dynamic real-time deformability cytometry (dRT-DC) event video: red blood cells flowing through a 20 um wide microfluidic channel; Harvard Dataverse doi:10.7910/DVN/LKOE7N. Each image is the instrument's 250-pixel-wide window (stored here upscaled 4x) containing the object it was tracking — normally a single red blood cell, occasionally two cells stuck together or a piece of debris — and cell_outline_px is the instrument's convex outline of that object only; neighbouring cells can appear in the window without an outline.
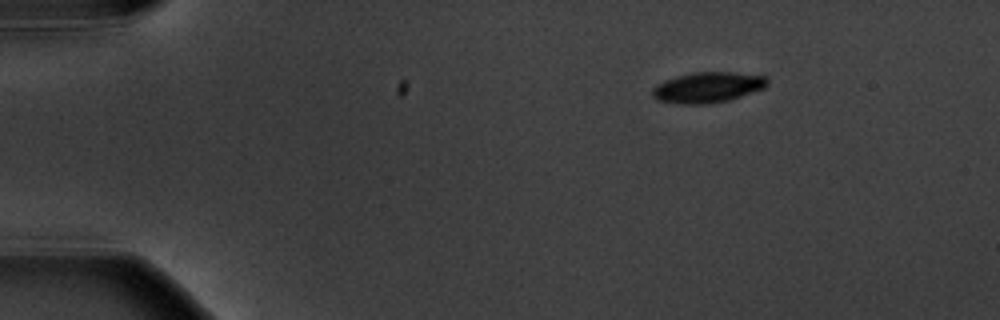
{"species": "common noctule bat (a hibernating species)", "species_latin": "Nyctalus noctula", "temperature_condition": "warm", "stored_images_in_passage": 10, "camera_frame_rate_fps": 3000, "um_per_image_px": 0.085, "animal": {"sex": "male", "body_mass_g": 20.1, "forearm_length_mm": 53.5}, "frame": {"image": 1, "passage_image": 1, "time_ms": 0.0, "image_size_px": [1000, 320], "cell_outline_px": [[768, 84], [764, 88], [728, 100], [708, 104], [680, 104], [656, 100], [652, 96], [652, 88], [656, 84], [664, 80], [676, 76], [692, 72], [732, 72], [764, 76], [768, 80]], "centroid_in_image_um": [60.1, 7.43], "position_along_channel_um": 24.9, "area_um2": 20.52}}
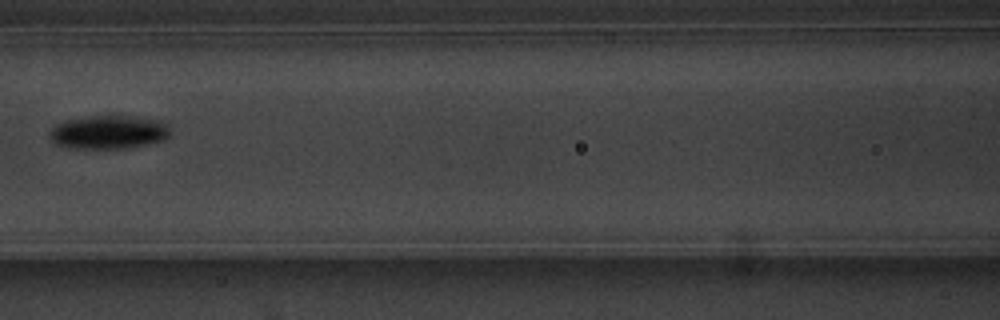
{"frame": {"image": 2, "passage_image": 6, "time_ms": 6.0, "image_size_px": [1000, 320], "cell_outline_px": [[168, 136], [164, 140], [148, 144], [128, 148], [68, 148], [56, 144], [48, 136], [52, 128], [56, 124], [64, 120], [92, 116], [132, 116], [160, 120], [168, 124]], "centroid_in_image_um": [9.22, 11.23], "position_along_channel_um": 157.4, "area_um2": 23.58}}
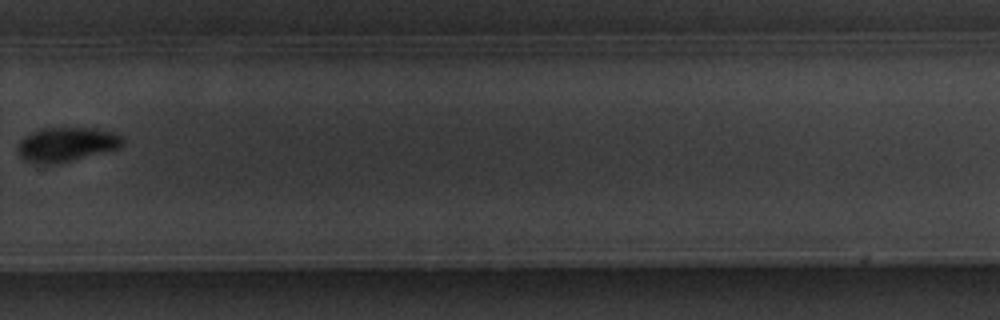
{"frame": {"image": 3, "passage_image": 10, "time_ms": 10.667, "image_size_px": [1000, 320], "cell_outline_px": [[124, 144], [120, 148], [56, 164], [36, 164], [24, 160], [20, 156], [20, 140], [32, 132], [44, 128], [88, 128], [112, 132], [124, 136]], "centroid_in_image_um": [5.69, 12.28], "position_along_channel_um": 324.1, "area_um2": 20.75}}